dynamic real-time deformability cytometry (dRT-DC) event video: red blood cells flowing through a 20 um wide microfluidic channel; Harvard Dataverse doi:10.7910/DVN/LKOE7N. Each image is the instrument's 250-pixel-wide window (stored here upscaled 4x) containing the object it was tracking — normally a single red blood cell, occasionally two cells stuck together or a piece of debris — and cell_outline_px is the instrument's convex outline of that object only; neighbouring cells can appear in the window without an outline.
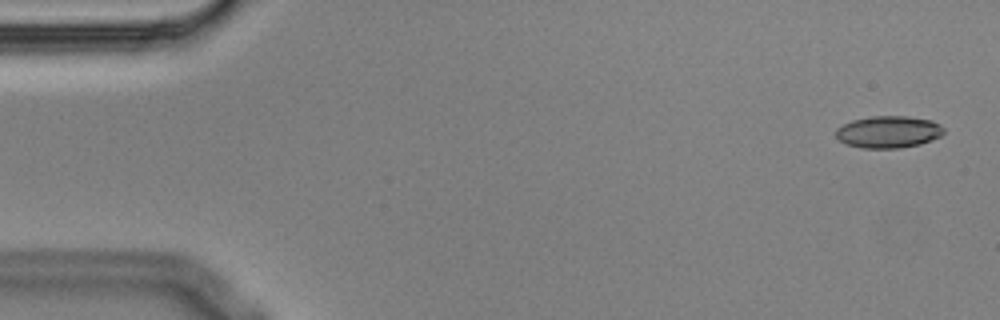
{"species": "Egyptian fruit bat (a non-hibernating species)", "species_latin": "Rousettus aegyptiacus", "temperature_condition": "cold", "stored_images_in_passage": 5, "camera_frame_rate_fps": 3000, "um_per_image_px": 0.085, "animal": {"sex": "male"}, "frame": {"image": 1, "passage_image": 1, "time_ms": 0.0, "image_size_px": [1000, 320], "cell_outline_px": [[944, 132], [940, 136], [932, 140], [920, 144], [900, 148], [860, 148], [848, 144], [840, 140], [836, 136], [836, 128], [852, 120], [872, 116], [908, 116], [932, 120], [940, 124], [944, 128]], "centroid_in_image_um": [75.54, 11.21], "position_along_channel_um": 9.5, "area_um2": 20.17}}
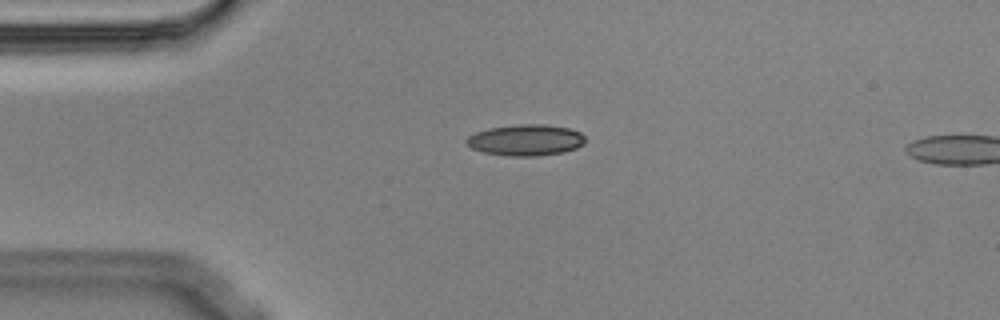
{"frame": {"image": 2, "passage_image": 4, "time_ms": 1.0, "image_size_px": [1000, 320], "cell_outline_px": [[584, 144], [576, 148], [564, 152], [536, 156], [508, 156], [484, 152], [472, 148], [464, 140], [468, 136], [476, 132], [488, 128], [516, 124], [544, 124], [568, 128], [580, 132], [584, 136]], "centroid_in_image_um": [44.68, 11.9], "position_along_channel_um": 40.3, "area_um2": 21.62}}